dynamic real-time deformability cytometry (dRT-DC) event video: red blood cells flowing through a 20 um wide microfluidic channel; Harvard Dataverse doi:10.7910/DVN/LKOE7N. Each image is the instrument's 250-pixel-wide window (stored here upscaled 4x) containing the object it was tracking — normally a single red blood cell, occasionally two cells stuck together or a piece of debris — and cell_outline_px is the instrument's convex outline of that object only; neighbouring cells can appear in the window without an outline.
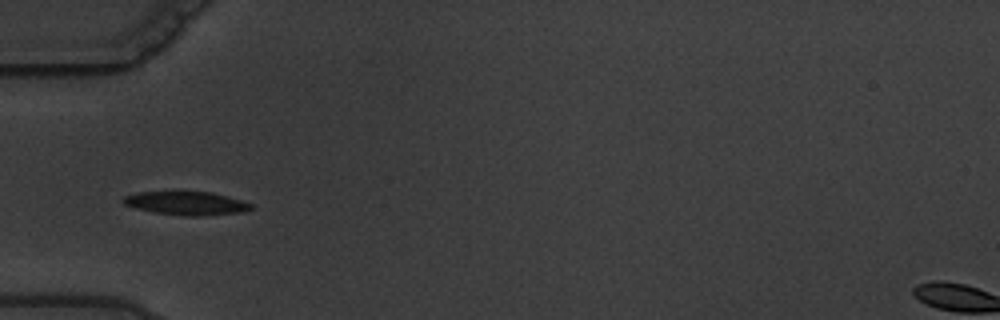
{"species": "common noctule bat (a hibernating species)", "species_latin": "Nyctalus noctula", "temperature_condition": "warm", "stored_images_in_passage": 10, "camera_frame_rate_fps": 3000, "um_per_image_px": 0.085, "animal": {"sex": "male", "body_mass_g": 19.5, "forearm_length_mm": 54.6}, "frame": {"image": 1, "passage_image": 7, "time_ms": 7.0, "image_size_px": [1000, 320], "cell_outline_px": [[252, 208], [244, 212], [200, 216], [184, 216], [156, 212], [136, 208], [124, 204], [120, 200], [124, 196], [136, 192], [176, 188], [212, 192], [228, 196], [252, 204]], "centroid_in_image_um": [15.77, 17.21], "position_along_channel_um": 69.2, "area_um2": 18.5}}